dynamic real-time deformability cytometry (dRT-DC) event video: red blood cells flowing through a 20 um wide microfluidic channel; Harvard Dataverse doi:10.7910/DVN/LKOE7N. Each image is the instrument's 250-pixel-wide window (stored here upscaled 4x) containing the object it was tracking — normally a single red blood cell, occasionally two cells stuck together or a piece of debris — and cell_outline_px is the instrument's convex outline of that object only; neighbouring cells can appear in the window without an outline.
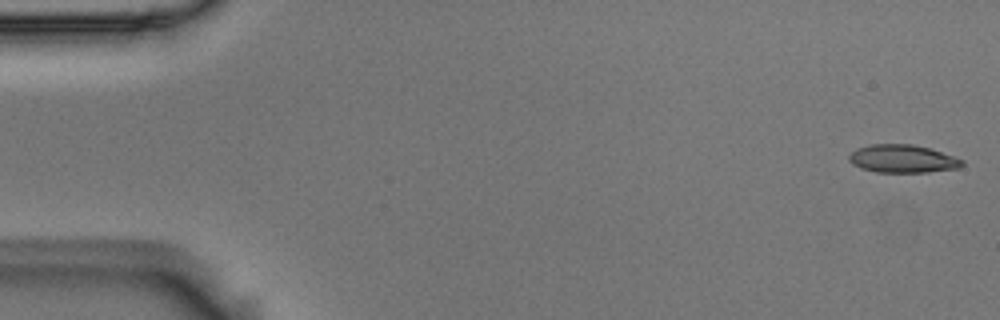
{"species": "Egyptian fruit bat (a non-hibernating species)", "species_latin": "Rousettus aegyptiacus", "temperature_condition": "room temperature", "stored_images_in_passage": 54, "camera_frame_rate_fps": 3000, "um_per_image_px": 0.085, "animal": {"sex": "male"}, "frame": {"image": 1, "passage_image": 1, "time_ms": 0.0, "image_size_px": [1000, 320], "cell_outline_px": [[964, 164], [960, 168], [928, 172], [876, 172], [860, 168], [852, 164], [848, 160], [848, 156], [856, 148], [868, 144], [912, 144], [932, 148], [964, 160]], "centroid_in_image_um": [76.72, 13.49], "position_along_channel_um": 8.3, "area_um2": 18.73}}
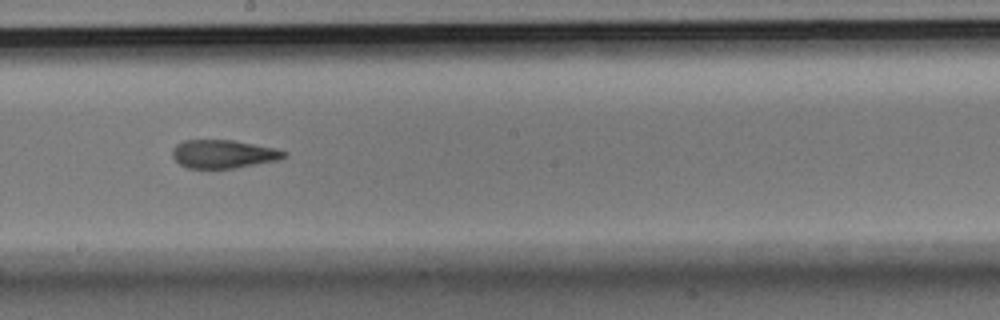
{"frame": {"image": 2, "passage_image": 30, "time_ms": 9.667, "image_size_px": [1000, 320], "cell_outline_px": [[288, 156], [280, 160], [236, 168], [188, 168], [180, 164], [172, 156], [172, 148], [176, 144], [184, 140], [232, 140], [272, 148], [288, 152]], "centroid_in_image_um": [18.99, 13.1], "position_along_channel_um": 229.2, "area_um2": 18.44}}
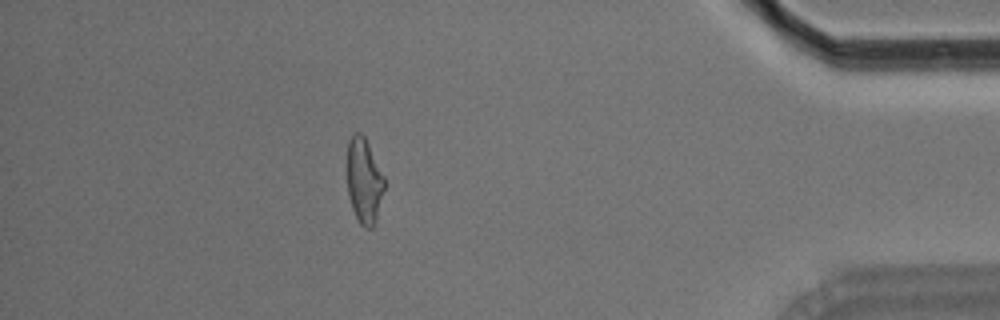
{"frame": {"image": 3, "passage_image": 48, "time_ms": 15.667, "image_size_px": [1000, 320], "cell_outline_px": [[384, 188], [376, 220], [372, 228], [364, 228], [360, 224], [352, 208], [348, 196], [348, 140], [352, 132], [360, 132], [364, 136], [384, 176]], "centroid_in_image_um": [30.94, 15.36], "position_along_channel_um": 404.3, "area_um2": 18.32}}